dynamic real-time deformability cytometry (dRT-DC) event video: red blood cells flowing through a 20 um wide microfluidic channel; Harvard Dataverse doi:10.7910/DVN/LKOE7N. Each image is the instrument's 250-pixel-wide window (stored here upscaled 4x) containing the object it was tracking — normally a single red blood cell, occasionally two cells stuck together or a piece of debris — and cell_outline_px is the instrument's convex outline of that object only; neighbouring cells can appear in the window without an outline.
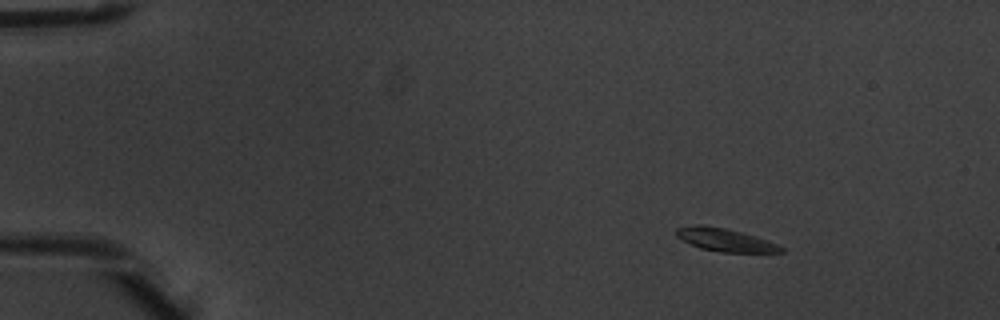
{"species": "common noctule bat (a hibernating species)", "species_latin": "Nyctalus noctula", "temperature_condition": "warm", "stored_images_in_passage": 8, "camera_frame_rate_fps": 3000, "um_per_image_px": 0.085, "animal": {"sex": "male", "body_mass_g": 20.1, "forearm_length_mm": 53.5}, "frame": {"image": 1, "passage_image": 1, "time_ms": 0.0, "image_size_px": [1000, 320], "cell_outline_px": [[784, 252], [724, 252], [700, 248], [676, 236], [676, 228], [692, 224], [700, 224], [728, 228], [776, 244], [784, 248]], "centroid_in_image_um": [61.57, 20.37], "position_along_channel_um": 23.4, "area_um2": 13.7}}
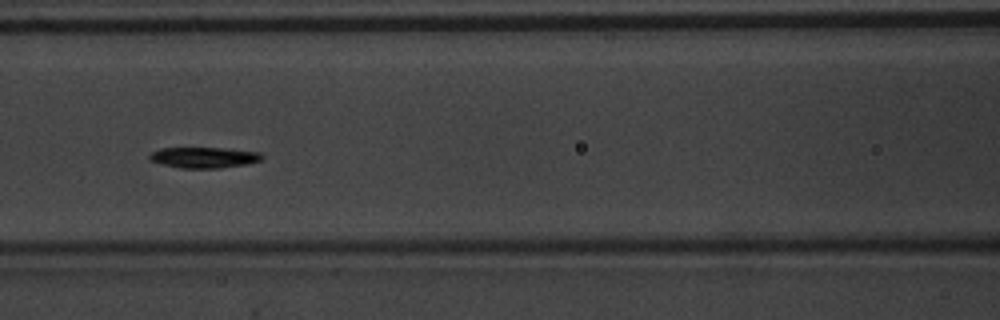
{"frame": {"image": 2, "passage_image": 6, "time_ms": 1.667, "image_size_px": [1000, 320], "cell_outline_px": [[264, 156], [260, 160], [248, 164], [220, 168], [180, 168], [148, 160], [148, 156], [152, 152], [160, 148], [224, 148], [260, 152]], "centroid_in_image_um": [17.34, 13.38], "position_along_channel_um": 149.3, "area_um2": 13.64}}
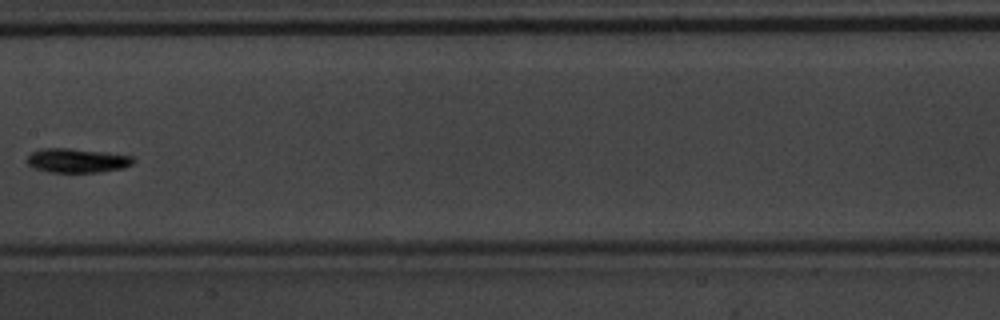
{"frame": {"image": 3, "passage_image": 7, "time_ms": 2.0, "image_size_px": [1000, 320], "cell_outline_px": [[136, 160], [132, 164], [124, 168], [96, 172], [48, 172], [32, 168], [24, 160], [32, 152], [40, 148], [68, 148], [108, 152], [132, 156]], "centroid_in_image_um": [6.52, 13.64], "position_along_channel_um": 200.9, "area_um2": 15.2}}